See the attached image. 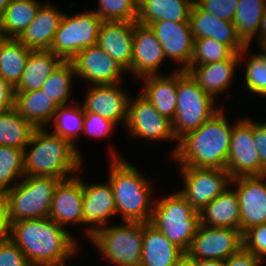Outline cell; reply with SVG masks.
I'll return each instance as SVG.
<instances>
[{
  "label": "cell",
  "instance_id": "cell-1",
  "mask_svg": "<svg viewBox=\"0 0 266 266\" xmlns=\"http://www.w3.org/2000/svg\"><path fill=\"white\" fill-rule=\"evenodd\" d=\"M9 238L31 266H65L78 249L69 231L49 217L12 222Z\"/></svg>",
  "mask_w": 266,
  "mask_h": 266
},
{
  "label": "cell",
  "instance_id": "cell-2",
  "mask_svg": "<svg viewBox=\"0 0 266 266\" xmlns=\"http://www.w3.org/2000/svg\"><path fill=\"white\" fill-rule=\"evenodd\" d=\"M233 125L230 126L224 110L216 112L198 129L178 140L172 158L181 167L226 169Z\"/></svg>",
  "mask_w": 266,
  "mask_h": 266
},
{
  "label": "cell",
  "instance_id": "cell-3",
  "mask_svg": "<svg viewBox=\"0 0 266 266\" xmlns=\"http://www.w3.org/2000/svg\"><path fill=\"white\" fill-rule=\"evenodd\" d=\"M46 127L35 128L24 149L25 176H42L67 179L75 175L83 164L82 157L66 139L46 131Z\"/></svg>",
  "mask_w": 266,
  "mask_h": 266
},
{
  "label": "cell",
  "instance_id": "cell-4",
  "mask_svg": "<svg viewBox=\"0 0 266 266\" xmlns=\"http://www.w3.org/2000/svg\"><path fill=\"white\" fill-rule=\"evenodd\" d=\"M109 183L112 187L116 214L124 222H150L154 201L152 186L133 164L111 151ZM151 193V194H150Z\"/></svg>",
  "mask_w": 266,
  "mask_h": 266
},
{
  "label": "cell",
  "instance_id": "cell-5",
  "mask_svg": "<svg viewBox=\"0 0 266 266\" xmlns=\"http://www.w3.org/2000/svg\"><path fill=\"white\" fill-rule=\"evenodd\" d=\"M150 223L187 252L200 223V214L177 191L154 202Z\"/></svg>",
  "mask_w": 266,
  "mask_h": 266
},
{
  "label": "cell",
  "instance_id": "cell-6",
  "mask_svg": "<svg viewBox=\"0 0 266 266\" xmlns=\"http://www.w3.org/2000/svg\"><path fill=\"white\" fill-rule=\"evenodd\" d=\"M215 99L205 93L191 75L177 69V106L172 121L174 135L179 140L186 133L198 129L220 108Z\"/></svg>",
  "mask_w": 266,
  "mask_h": 266
},
{
  "label": "cell",
  "instance_id": "cell-7",
  "mask_svg": "<svg viewBox=\"0 0 266 266\" xmlns=\"http://www.w3.org/2000/svg\"><path fill=\"white\" fill-rule=\"evenodd\" d=\"M24 178L5 193L11 223L48 217L55 189L62 180L42 176H24Z\"/></svg>",
  "mask_w": 266,
  "mask_h": 266
},
{
  "label": "cell",
  "instance_id": "cell-8",
  "mask_svg": "<svg viewBox=\"0 0 266 266\" xmlns=\"http://www.w3.org/2000/svg\"><path fill=\"white\" fill-rule=\"evenodd\" d=\"M89 239L112 264L141 266L143 223L107 225L98 229Z\"/></svg>",
  "mask_w": 266,
  "mask_h": 266
},
{
  "label": "cell",
  "instance_id": "cell-9",
  "mask_svg": "<svg viewBox=\"0 0 266 266\" xmlns=\"http://www.w3.org/2000/svg\"><path fill=\"white\" fill-rule=\"evenodd\" d=\"M102 22L95 11L63 14L50 51L63 61H71L84 48L97 44Z\"/></svg>",
  "mask_w": 266,
  "mask_h": 266
},
{
  "label": "cell",
  "instance_id": "cell-10",
  "mask_svg": "<svg viewBox=\"0 0 266 266\" xmlns=\"http://www.w3.org/2000/svg\"><path fill=\"white\" fill-rule=\"evenodd\" d=\"M184 188L178 192L200 212L213 199L221 195L231 184L226 169L181 167Z\"/></svg>",
  "mask_w": 266,
  "mask_h": 266
},
{
  "label": "cell",
  "instance_id": "cell-11",
  "mask_svg": "<svg viewBox=\"0 0 266 266\" xmlns=\"http://www.w3.org/2000/svg\"><path fill=\"white\" fill-rule=\"evenodd\" d=\"M226 170L232 179L266 175V169L259 162L254 142L253 121L248 118L238 119L233 125Z\"/></svg>",
  "mask_w": 266,
  "mask_h": 266
},
{
  "label": "cell",
  "instance_id": "cell-12",
  "mask_svg": "<svg viewBox=\"0 0 266 266\" xmlns=\"http://www.w3.org/2000/svg\"><path fill=\"white\" fill-rule=\"evenodd\" d=\"M242 246V233L239 230L200 224L186 255L191 260L225 261Z\"/></svg>",
  "mask_w": 266,
  "mask_h": 266
},
{
  "label": "cell",
  "instance_id": "cell-13",
  "mask_svg": "<svg viewBox=\"0 0 266 266\" xmlns=\"http://www.w3.org/2000/svg\"><path fill=\"white\" fill-rule=\"evenodd\" d=\"M130 136L151 140L177 141L172 121L162 116L141 94L136 99L129 98L126 125Z\"/></svg>",
  "mask_w": 266,
  "mask_h": 266
},
{
  "label": "cell",
  "instance_id": "cell-14",
  "mask_svg": "<svg viewBox=\"0 0 266 266\" xmlns=\"http://www.w3.org/2000/svg\"><path fill=\"white\" fill-rule=\"evenodd\" d=\"M240 207L241 233L266 224V175L240 176L231 180Z\"/></svg>",
  "mask_w": 266,
  "mask_h": 266
},
{
  "label": "cell",
  "instance_id": "cell-15",
  "mask_svg": "<svg viewBox=\"0 0 266 266\" xmlns=\"http://www.w3.org/2000/svg\"><path fill=\"white\" fill-rule=\"evenodd\" d=\"M71 62L76 77L88 80L92 85L117 84L121 81L123 73L126 72L97 44L81 50Z\"/></svg>",
  "mask_w": 266,
  "mask_h": 266
},
{
  "label": "cell",
  "instance_id": "cell-16",
  "mask_svg": "<svg viewBox=\"0 0 266 266\" xmlns=\"http://www.w3.org/2000/svg\"><path fill=\"white\" fill-rule=\"evenodd\" d=\"M162 45L166 58L181 62L186 70L194 51V37L189 22L160 20L148 25Z\"/></svg>",
  "mask_w": 266,
  "mask_h": 266
},
{
  "label": "cell",
  "instance_id": "cell-17",
  "mask_svg": "<svg viewBox=\"0 0 266 266\" xmlns=\"http://www.w3.org/2000/svg\"><path fill=\"white\" fill-rule=\"evenodd\" d=\"M166 60L163 48L149 26L135 22L130 72L143 78L159 75L158 70Z\"/></svg>",
  "mask_w": 266,
  "mask_h": 266
},
{
  "label": "cell",
  "instance_id": "cell-18",
  "mask_svg": "<svg viewBox=\"0 0 266 266\" xmlns=\"http://www.w3.org/2000/svg\"><path fill=\"white\" fill-rule=\"evenodd\" d=\"M83 186V224H88L86 236L90 238L98 229L107 226L109 218L116 214L112 187L108 183L86 184Z\"/></svg>",
  "mask_w": 266,
  "mask_h": 266
},
{
  "label": "cell",
  "instance_id": "cell-19",
  "mask_svg": "<svg viewBox=\"0 0 266 266\" xmlns=\"http://www.w3.org/2000/svg\"><path fill=\"white\" fill-rule=\"evenodd\" d=\"M83 100L84 112H92L107 118L114 123L127 121L128 101L127 92L119 84L91 85L88 87Z\"/></svg>",
  "mask_w": 266,
  "mask_h": 266
},
{
  "label": "cell",
  "instance_id": "cell-20",
  "mask_svg": "<svg viewBox=\"0 0 266 266\" xmlns=\"http://www.w3.org/2000/svg\"><path fill=\"white\" fill-rule=\"evenodd\" d=\"M76 176L61 180L54 192L49 218L58 225L83 224L82 179Z\"/></svg>",
  "mask_w": 266,
  "mask_h": 266
},
{
  "label": "cell",
  "instance_id": "cell-21",
  "mask_svg": "<svg viewBox=\"0 0 266 266\" xmlns=\"http://www.w3.org/2000/svg\"><path fill=\"white\" fill-rule=\"evenodd\" d=\"M135 22L103 21L97 45L112 57L126 72L131 69Z\"/></svg>",
  "mask_w": 266,
  "mask_h": 266
},
{
  "label": "cell",
  "instance_id": "cell-22",
  "mask_svg": "<svg viewBox=\"0 0 266 266\" xmlns=\"http://www.w3.org/2000/svg\"><path fill=\"white\" fill-rule=\"evenodd\" d=\"M189 23L194 39L213 38L229 45L236 53L246 47L238 37L232 21L220 19L211 12L202 10L195 2L191 7Z\"/></svg>",
  "mask_w": 266,
  "mask_h": 266
},
{
  "label": "cell",
  "instance_id": "cell-23",
  "mask_svg": "<svg viewBox=\"0 0 266 266\" xmlns=\"http://www.w3.org/2000/svg\"><path fill=\"white\" fill-rule=\"evenodd\" d=\"M185 255L150 222L143 223L141 266H177Z\"/></svg>",
  "mask_w": 266,
  "mask_h": 266
},
{
  "label": "cell",
  "instance_id": "cell-24",
  "mask_svg": "<svg viewBox=\"0 0 266 266\" xmlns=\"http://www.w3.org/2000/svg\"><path fill=\"white\" fill-rule=\"evenodd\" d=\"M63 12L50 4H42L34 20L17 38L30 50H50Z\"/></svg>",
  "mask_w": 266,
  "mask_h": 266
},
{
  "label": "cell",
  "instance_id": "cell-25",
  "mask_svg": "<svg viewBox=\"0 0 266 266\" xmlns=\"http://www.w3.org/2000/svg\"><path fill=\"white\" fill-rule=\"evenodd\" d=\"M143 90L140 94L146 98L164 117L173 121L177 106V69L170 76L152 75L141 78Z\"/></svg>",
  "mask_w": 266,
  "mask_h": 266
},
{
  "label": "cell",
  "instance_id": "cell-26",
  "mask_svg": "<svg viewBox=\"0 0 266 266\" xmlns=\"http://www.w3.org/2000/svg\"><path fill=\"white\" fill-rule=\"evenodd\" d=\"M199 214L200 223L204 226L232 228L241 232L240 207L234 189L227 188Z\"/></svg>",
  "mask_w": 266,
  "mask_h": 266
},
{
  "label": "cell",
  "instance_id": "cell-27",
  "mask_svg": "<svg viewBox=\"0 0 266 266\" xmlns=\"http://www.w3.org/2000/svg\"><path fill=\"white\" fill-rule=\"evenodd\" d=\"M239 60H221L215 63L189 66L185 71L197 82L200 88L215 99V95L227 90Z\"/></svg>",
  "mask_w": 266,
  "mask_h": 266
},
{
  "label": "cell",
  "instance_id": "cell-28",
  "mask_svg": "<svg viewBox=\"0 0 266 266\" xmlns=\"http://www.w3.org/2000/svg\"><path fill=\"white\" fill-rule=\"evenodd\" d=\"M193 3L194 0H138L136 22L146 26L160 20L189 22Z\"/></svg>",
  "mask_w": 266,
  "mask_h": 266
},
{
  "label": "cell",
  "instance_id": "cell-29",
  "mask_svg": "<svg viewBox=\"0 0 266 266\" xmlns=\"http://www.w3.org/2000/svg\"><path fill=\"white\" fill-rule=\"evenodd\" d=\"M63 60L50 50H32L27 58L25 68L15 92L41 89L49 75Z\"/></svg>",
  "mask_w": 266,
  "mask_h": 266
},
{
  "label": "cell",
  "instance_id": "cell-30",
  "mask_svg": "<svg viewBox=\"0 0 266 266\" xmlns=\"http://www.w3.org/2000/svg\"><path fill=\"white\" fill-rule=\"evenodd\" d=\"M15 109L35 128H43L53 119L58 105L41 89L15 92Z\"/></svg>",
  "mask_w": 266,
  "mask_h": 266
},
{
  "label": "cell",
  "instance_id": "cell-31",
  "mask_svg": "<svg viewBox=\"0 0 266 266\" xmlns=\"http://www.w3.org/2000/svg\"><path fill=\"white\" fill-rule=\"evenodd\" d=\"M41 5L37 0H11L0 17V37L17 39L34 20Z\"/></svg>",
  "mask_w": 266,
  "mask_h": 266
},
{
  "label": "cell",
  "instance_id": "cell-32",
  "mask_svg": "<svg viewBox=\"0 0 266 266\" xmlns=\"http://www.w3.org/2000/svg\"><path fill=\"white\" fill-rule=\"evenodd\" d=\"M31 51L18 39L0 37V77L15 87Z\"/></svg>",
  "mask_w": 266,
  "mask_h": 266
},
{
  "label": "cell",
  "instance_id": "cell-33",
  "mask_svg": "<svg viewBox=\"0 0 266 266\" xmlns=\"http://www.w3.org/2000/svg\"><path fill=\"white\" fill-rule=\"evenodd\" d=\"M266 8V0H238L233 24L238 37L249 46L252 37L257 36L262 15Z\"/></svg>",
  "mask_w": 266,
  "mask_h": 266
},
{
  "label": "cell",
  "instance_id": "cell-34",
  "mask_svg": "<svg viewBox=\"0 0 266 266\" xmlns=\"http://www.w3.org/2000/svg\"><path fill=\"white\" fill-rule=\"evenodd\" d=\"M34 130L15 108L0 113V146L24 150Z\"/></svg>",
  "mask_w": 266,
  "mask_h": 266
},
{
  "label": "cell",
  "instance_id": "cell-35",
  "mask_svg": "<svg viewBox=\"0 0 266 266\" xmlns=\"http://www.w3.org/2000/svg\"><path fill=\"white\" fill-rule=\"evenodd\" d=\"M79 104L75 105V107L70 104L58 106L52 119V124L55 128L52 133L69 141L81 156L79 150L76 148L77 141L75 139L83 131L85 112L83 106Z\"/></svg>",
  "mask_w": 266,
  "mask_h": 266
},
{
  "label": "cell",
  "instance_id": "cell-36",
  "mask_svg": "<svg viewBox=\"0 0 266 266\" xmlns=\"http://www.w3.org/2000/svg\"><path fill=\"white\" fill-rule=\"evenodd\" d=\"M247 47L240 53H236L229 45L213 38L194 39V51L189 66L215 63L221 60H241Z\"/></svg>",
  "mask_w": 266,
  "mask_h": 266
},
{
  "label": "cell",
  "instance_id": "cell-37",
  "mask_svg": "<svg viewBox=\"0 0 266 266\" xmlns=\"http://www.w3.org/2000/svg\"><path fill=\"white\" fill-rule=\"evenodd\" d=\"M75 69L71 61H62L49 75L41 90L46 93L58 106L67 105L71 97V82L75 76Z\"/></svg>",
  "mask_w": 266,
  "mask_h": 266
},
{
  "label": "cell",
  "instance_id": "cell-38",
  "mask_svg": "<svg viewBox=\"0 0 266 266\" xmlns=\"http://www.w3.org/2000/svg\"><path fill=\"white\" fill-rule=\"evenodd\" d=\"M23 176L24 150L0 146V192L6 193L11 190L17 183L14 179ZM11 181H14V184H11Z\"/></svg>",
  "mask_w": 266,
  "mask_h": 266
},
{
  "label": "cell",
  "instance_id": "cell-39",
  "mask_svg": "<svg viewBox=\"0 0 266 266\" xmlns=\"http://www.w3.org/2000/svg\"><path fill=\"white\" fill-rule=\"evenodd\" d=\"M95 12L103 21L136 22L138 0H99Z\"/></svg>",
  "mask_w": 266,
  "mask_h": 266
},
{
  "label": "cell",
  "instance_id": "cell-40",
  "mask_svg": "<svg viewBox=\"0 0 266 266\" xmlns=\"http://www.w3.org/2000/svg\"><path fill=\"white\" fill-rule=\"evenodd\" d=\"M245 64V86L250 94L266 96V51L251 55Z\"/></svg>",
  "mask_w": 266,
  "mask_h": 266
},
{
  "label": "cell",
  "instance_id": "cell-41",
  "mask_svg": "<svg viewBox=\"0 0 266 266\" xmlns=\"http://www.w3.org/2000/svg\"><path fill=\"white\" fill-rule=\"evenodd\" d=\"M243 247L262 262L266 259V224L250 227L242 234Z\"/></svg>",
  "mask_w": 266,
  "mask_h": 266
},
{
  "label": "cell",
  "instance_id": "cell-42",
  "mask_svg": "<svg viewBox=\"0 0 266 266\" xmlns=\"http://www.w3.org/2000/svg\"><path fill=\"white\" fill-rule=\"evenodd\" d=\"M194 2L202 10L226 21H233L238 4V0H194Z\"/></svg>",
  "mask_w": 266,
  "mask_h": 266
},
{
  "label": "cell",
  "instance_id": "cell-43",
  "mask_svg": "<svg viewBox=\"0 0 266 266\" xmlns=\"http://www.w3.org/2000/svg\"><path fill=\"white\" fill-rule=\"evenodd\" d=\"M83 125L82 132H84V134L90 137L102 138L110 134L113 127L116 126V123L96 113L85 112Z\"/></svg>",
  "mask_w": 266,
  "mask_h": 266
},
{
  "label": "cell",
  "instance_id": "cell-44",
  "mask_svg": "<svg viewBox=\"0 0 266 266\" xmlns=\"http://www.w3.org/2000/svg\"><path fill=\"white\" fill-rule=\"evenodd\" d=\"M0 266H31L22 250L10 239L0 240Z\"/></svg>",
  "mask_w": 266,
  "mask_h": 266
},
{
  "label": "cell",
  "instance_id": "cell-45",
  "mask_svg": "<svg viewBox=\"0 0 266 266\" xmlns=\"http://www.w3.org/2000/svg\"><path fill=\"white\" fill-rule=\"evenodd\" d=\"M262 263L257 256L243 246L224 261L225 266H260Z\"/></svg>",
  "mask_w": 266,
  "mask_h": 266
},
{
  "label": "cell",
  "instance_id": "cell-46",
  "mask_svg": "<svg viewBox=\"0 0 266 266\" xmlns=\"http://www.w3.org/2000/svg\"><path fill=\"white\" fill-rule=\"evenodd\" d=\"M253 137L259 162L266 169V122H253Z\"/></svg>",
  "mask_w": 266,
  "mask_h": 266
},
{
  "label": "cell",
  "instance_id": "cell-47",
  "mask_svg": "<svg viewBox=\"0 0 266 266\" xmlns=\"http://www.w3.org/2000/svg\"><path fill=\"white\" fill-rule=\"evenodd\" d=\"M15 87L0 77V113L15 108Z\"/></svg>",
  "mask_w": 266,
  "mask_h": 266
},
{
  "label": "cell",
  "instance_id": "cell-48",
  "mask_svg": "<svg viewBox=\"0 0 266 266\" xmlns=\"http://www.w3.org/2000/svg\"><path fill=\"white\" fill-rule=\"evenodd\" d=\"M11 222L9 220V211L6 195L0 192V240L9 238Z\"/></svg>",
  "mask_w": 266,
  "mask_h": 266
},
{
  "label": "cell",
  "instance_id": "cell-49",
  "mask_svg": "<svg viewBox=\"0 0 266 266\" xmlns=\"http://www.w3.org/2000/svg\"><path fill=\"white\" fill-rule=\"evenodd\" d=\"M257 41H259V43H261L259 45V47L260 46L262 47L266 43V8H265L264 14L262 15V18H261L260 27L258 30V40Z\"/></svg>",
  "mask_w": 266,
  "mask_h": 266
},
{
  "label": "cell",
  "instance_id": "cell-50",
  "mask_svg": "<svg viewBox=\"0 0 266 266\" xmlns=\"http://www.w3.org/2000/svg\"><path fill=\"white\" fill-rule=\"evenodd\" d=\"M196 266H225L223 260L202 259L196 260Z\"/></svg>",
  "mask_w": 266,
  "mask_h": 266
},
{
  "label": "cell",
  "instance_id": "cell-51",
  "mask_svg": "<svg viewBox=\"0 0 266 266\" xmlns=\"http://www.w3.org/2000/svg\"><path fill=\"white\" fill-rule=\"evenodd\" d=\"M177 266H196V260H191L187 255H185Z\"/></svg>",
  "mask_w": 266,
  "mask_h": 266
},
{
  "label": "cell",
  "instance_id": "cell-52",
  "mask_svg": "<svg viewBox=\"0 0 266 266\" xmlns=\"http://www.w3.org/2000/svg\"><path fill=\"white\" fill-rule=\"evenodd\" d=\"M11 0H0V17L3 15L6 7L9 5Z\"/></svg>",
  "mask_w": 266,
  "mask_h": 266
},
{
  "label": "cell",
  "instance_id": "cell-53",
  "mask_svg": "<svg viewBox=\"0 0 266 266\" xmlns=\"http://www.w3.org/2000/svg\"><path fill=\"white\" fill-rule=\"evenodd\" d=\"M266 51V43L261 47Z\"/></svg>",
  "mask_w": 266,
  "mask_h": 266
}]
</instances>
